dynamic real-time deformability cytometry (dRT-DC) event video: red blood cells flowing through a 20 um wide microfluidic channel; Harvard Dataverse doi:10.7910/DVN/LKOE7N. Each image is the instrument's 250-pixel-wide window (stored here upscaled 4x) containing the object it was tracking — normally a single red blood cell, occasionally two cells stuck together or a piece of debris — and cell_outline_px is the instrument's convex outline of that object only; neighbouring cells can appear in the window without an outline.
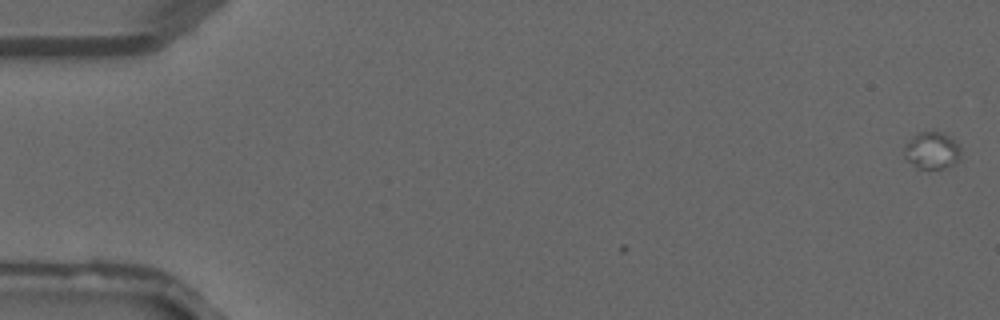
{"species": "common noctule bat (a hibernating species)", "species_latin": "Nyctalus noctula", "temperature_condition": "warm", "stored_images_in_passage": 6, "camera_frame_rate_fps": 3000, "um_per_image_px": 0.085, "animal": {"sex": "male", "forearm_length_mm": 52.5}, "frame": {"image": 1, "passage_image": 1, "time_ms": 0.0, "image_size_px": [1000, 320], "cell_outline_px": [[960, 156], [952, 164], [944, 168], [916, 168], [904, 156], [908, 144], [920, 132], [940, 132], [948, 136], [960, 148]], "centroid_in_image_um": [79.23, 12.82], "position_along_channel_um": 5.8, "area_um2": 11.44}}